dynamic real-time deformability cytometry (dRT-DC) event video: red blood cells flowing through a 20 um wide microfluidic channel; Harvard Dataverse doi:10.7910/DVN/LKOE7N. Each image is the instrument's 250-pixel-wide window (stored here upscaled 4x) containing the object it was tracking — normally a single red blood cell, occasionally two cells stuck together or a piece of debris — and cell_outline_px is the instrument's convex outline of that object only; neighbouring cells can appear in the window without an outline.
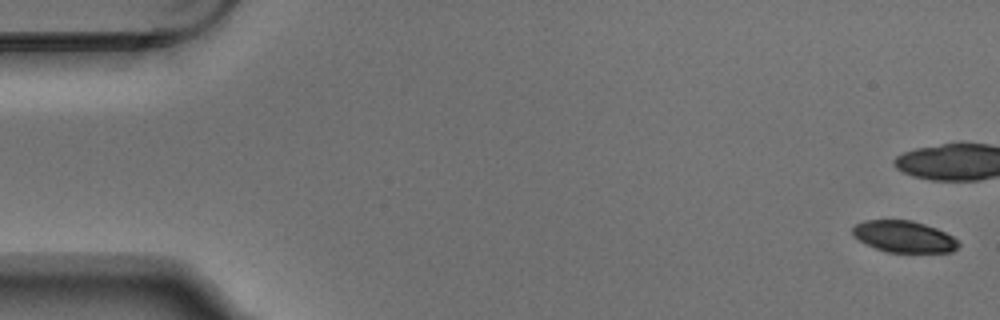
{"species": "Egyptian fruit bat (a non-hibernating species)", "species_latin": "Rousettus aegyptiacus", "temperature_condition": "warm", "stored_images_in_passage": 5, "camera_frame_rate_fps": 3000, "um_per_image_px": 0.085, "animal": {"sex": "male"}, "frame": {"image": 1, "passage_image": 1, "time_ms": 0.0, "image_size_px": [1000, 320], "cell_outline_px": [[960, 244], [952, 252], [888, 252], [864, 244], [852, 236], [852, 228], [856, 224], [864, 220], [912, 220], [936, 228], [952, 236]], "centroid_in_image_um": [76.79, 20.11], "position_along_channel_um": 8.2, "area_um2": 19.48}}